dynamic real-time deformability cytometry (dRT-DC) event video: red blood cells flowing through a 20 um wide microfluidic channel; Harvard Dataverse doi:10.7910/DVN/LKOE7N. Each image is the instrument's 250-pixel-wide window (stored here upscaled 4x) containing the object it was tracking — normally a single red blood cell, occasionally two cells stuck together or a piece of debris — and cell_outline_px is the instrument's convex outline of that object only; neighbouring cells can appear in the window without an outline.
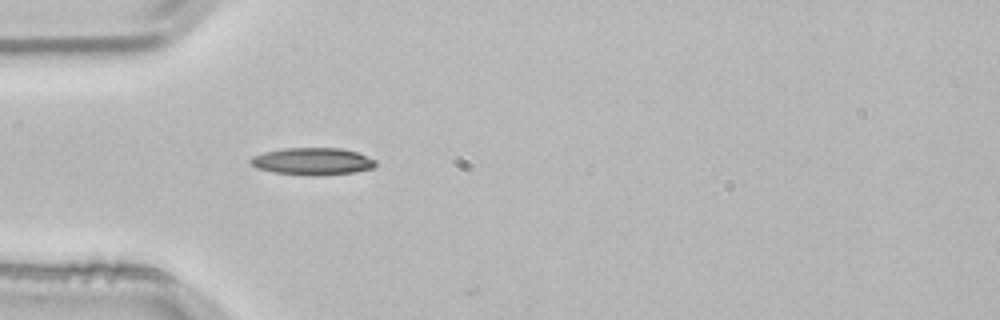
{"species": "common noctule bat (a hibernating species)", "species_latin": "Nyctalus noctula", "temperature_condition": "room temperature", "stored_images_in_passage": 1, "camera_frame_rate_fps": 3000, "um_per_image_px": 0.085, "animal": {"sex": "male", "body_mass_g": 21.5, "forearm_length_mm": 52.0}, "frame": {"image": 1, "passage_image": 1, "time_ms": 0.0, "image_size_px": [1000, 320], "cell_outline_px": [[376, 164], [372, 168], [356, 172], [320, 176], [308, 176], [272, 172], [256, 168], [248, 164], [248, 160], [252, 156], [264, 152], [284, 148], [340, 148], [356, 152], [376, 160]], "centroid_in_image_um": [26.51, 13.73], "position_along_channel_um": 58.5, "area_um2": 20.11}}